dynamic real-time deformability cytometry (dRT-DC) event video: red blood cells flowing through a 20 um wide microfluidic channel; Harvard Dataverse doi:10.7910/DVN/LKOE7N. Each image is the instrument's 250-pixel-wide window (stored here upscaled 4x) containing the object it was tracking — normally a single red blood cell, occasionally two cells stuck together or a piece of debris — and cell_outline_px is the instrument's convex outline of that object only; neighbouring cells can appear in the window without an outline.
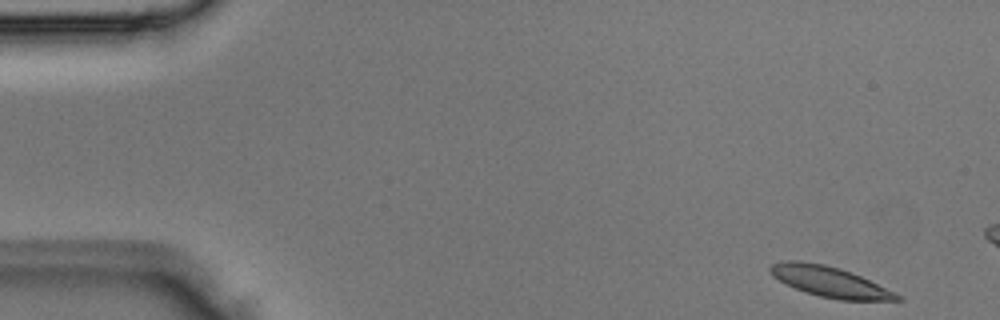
{"species": "Egyptian fruit bat (a non-hibernating species)", "species_latin": "Rousettus aegyptiacus", "temperature_condition": "room temperature", "stored_images_in_passage": 3, "camera_frame_rate_fps": 3000, "um_per_image_px": 0.085, "animal": {"sex": "male"}, "frame": {"image": 1, "passage_image": 1, "time_ms": 0.0, "image_size_px": [1000, 320], "cell_outline_px": [[904, 300], [840, 300], [820, 296], [796, 288], [772, 276], [768, 268], [772, 264], [784, 260], [800, 260], [824, 264], [840, 268], [860, 276], [904, 296]], "centroid_in_image_um": [70.55, 23.94], "position_along_channel_um": 14.5, "area_um2": 22.31}}